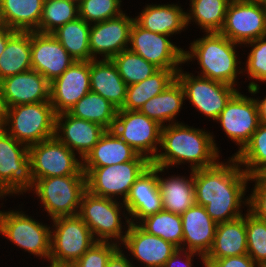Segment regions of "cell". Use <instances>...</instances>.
Returning <instances> with one entry per match:
<instances>
[{
	"instance_id": "31",
	"label": "cell",
	"mask_w": 266,
	"mask_h": 267,
	"mask_svg": "<svg viewBox=\"0 0 266 267\" xmlns=\"http://www.w3.org/2000/svg\"><path fill=\"white\" fill-rule=\"evenodd\" d=\"M31 69V32L17 31L0 55V81Z\"/></svg>"
},
{
	"instance_id": "26",
	"label": "cell",
	"mask_w": 266,
	"mask_h": 267,
	"mask_svg": "<svg viewBox=\"0 0 266 267\" xmlns=\"http://www.w3.org/2000/svg\"><path fill=\"white\" fill-rule=\"evenodd\" d=\"M138 153L113 130H106L82 159V167H103L132 161Z\"/></svg>"
},
{
	"instance_id": "11",
	"label": "cell",
	"mask_w": 266,
	"mask_h": 267,
	"mask_svg": "<svg viewBox=\"0 0 266 267\" xmlns=\"http://www.w3.org/2000/svg\"><path fill=\"white\" fill-rule=\"evenodd\" d=\"M0 234L25 251L49 259L51 230L19 211H0Z\"/></svg>"
},
{
	"instance_id": "13",
	"label": "cell",
	"mask_w": 266,
	"mask_h": 267,
	"mask_svg": "<svg viewBox=\"0 0 266 267\" xmlns=\"http://www.w3.org/2000/svg\"><path fill=\"white\" fill-rule=\"evenodd\" d=\"M78 216L91 230L96 241L109 242L117 238L122 243L125 236L122 232L119 202L115 199L98 197L86 191L81 199Z\"/></svg>"
},
{
	"instance_id": "32",
	"label": "cell",
	"mask_w": 266,
	"mask_h": 267,
	"mask_svg": "<svg viewBox=\"0 0 266 267\" xmlns=\"http://www.w3.org/2000/svg\"><path fill=\"white\" fill-rule=\"evenodd\" d=\"M179 70L159 69L149 78L127 86L126 100L122 110L139 111L152 97L160 94L176 80Z\"/></svg>"
},
{
	"instance_id": "14",
	"label": "cell",
	"mask_w": 266,
	"mask_h": 267,
	"mask_svg": "<svg viewBox=\"0 0 266 267\" xmlns=\"http://www.w3.org/2000/svg\"><path fill=\"white\" fill-rule=\"evenodd\" d=\"M176 79L192 105L213 120L218 118L229 100L238 92L232 85L184 74L180 69L176 73Z\"/></svg>"
},
{
	"instance_id": "18",
	"label": "cell",
	"mask_w": 266,
	"mask_h": 267,
	"mask_svg": "<svg viewBox=\"0 0 266 267\" xmlns=\"http://www.w3.org/2000/svg\"><path fill=\"white\" fill-rule=\"evenodd\" d=\"M75 60L52 34L31 32V66L50 83Z\"/></svg>"
},
{
	"instance_id": "39",
	"label": "cell",
	"mask_w": 266,
	"mask_h": 267,
	"mask_svg": "<svg viewBox=\"0 0 266 267\" xmlns=\"http://www.w3.org/2000/svg\"><path fill=\"white\" fill-rule=\"evenodd\" d=\"M111 60L127 86L139 83L159 70L154 64L129 49L123 50Z\"/></svg>"
},
{
	"instance_id": "51",
	"label": "cell",
	"mask_w": 266,
	"mask_h": 267,
	"mask_svg": "<svg viewBox=\"0 0 266 267\" xmlns=\"http://www.w3.org/2000/svg\"><path fill=\"white\" fill-rule=\"evenodd\" d=\"M7 105L5 103L4 97L2 95L1 87H0V126H5L7 119Z\"/></svg>"
},
{
	"instance_id": "30",
	"label": "cell",
	"mask_w": 266,
	"mask_h": 267,
	"mask_svg": "<svg viewBox=\"0 0 266 267\" xmlns=\"http://www.w3.org/2000/svg\"><path fill=\"white\" fill-rule=\"evenodd\" d=\"M44 0H0L5 26L20 32H39Z\"/></svg>"
},
{
	"instance_id": "16",
	"label": "cell",
	"mask_w": 266,
	"mask_h": 267,
	"mask_svg": "<svg viewBox=\"0 0 266 267\" xmlns=\"http://www.w3.org/2000/svg\"><path fill=\"white\" fill-rule=\"evenodd\" d=\"M216 120L221 123L228 138L240 146L241 151L260 124L255 99L247 98L238 91Z\"/></svg>"
},
{
	"instance_id": "48",
	"label": "cell",
	"mask_w": 266,
	"mask_h": 267,
	"mask_svg": "<svg viewBox=\"0 0 266 267\" xmlns=\"http://www.w3.org/2000/svg\"><path fill=\"white\" fill-rule=\"evenodd\" d=\"M106 267H134L132 263L126 258L122 253L120 248H118L108 259Z\"/></svg>"
},
{
	"instance_id": "49",
	"label": "cell",
	"mask_w": 266,
	"mask_h": 267,
	"mask_svg": "<svg viewBox=\"0 0 266 267\" xmlns=\"http://www.w3.org/2000/svg\"><path fill=\"white\" fill-rule=\"evenodd\" d=\"M17 31L8 28L7 26L0 28V55L4 51L7 41L16 33Z\"/></svg>"
},
{
	"instance_id": "43",
	"label": "cell",
	"mask_w": 266,
	"mask_h": 267,
	"mask_svg": "<svg viewBox=\"0 0 266 267\" xmlns=\"http://www.w3.org/2000/svg\"><path fill=\"white\" fill-rule=\"evenodd\" d=\"M117 243L96 241L73 265L75 267H106L108 259L119 248Z\"/></svg>"
},
{
	"instance_id": "17",
	"label": "cell",
	"mask_w": 266,
	"mask_h": 267,
	"mask_svg": "<svg viewBox=\"0 0 266 267\" xmlns=\"http://www.w3.org/2000/svg\"><path fill=\"white\" fill-rule=\"evenodd\" d=\"M90 91V61H74L50 83V103L55 114L69 112Z\"/></svg>"
},
{
	"instance_id": "1",
	"label": "cell",
	"mask_w": 266,
	"mask_h": 267,
	"mask_svg": "<svg viewBox=\"0 0 266 267\" xmlns=\"http://www.w3.org/2000/svg\"><path fill=\"white\" fill-rule=\"evenodd\" d=\"M229 161L232 164L217 162L211 167L193 170L195 204L204 206L216 224L243 216L241 202L250 177L234 156Z\"/></svg>"
},
{
	"instance_id": "20",
	"label": "cell",
	"mask_w": 266,
	"mask_h": 267,
	"mask_svg": "<svg viewBox=\"0 0 266 267\" xmlns=\"http://www.w3.org/2000/svg\"><path fill=\"white\" fill-rule=\"evenodd\" d=\"M129 221L128 218L126 221L129 224L128 230L125 231L126 236L122 244L135 259L143 264L146 263L144 267H163L177 247L161 237L147 233L138 224Z\"/></svg>"
},
{
	"instance_id": "40",
	"label": "cell",
	"mask_w": 266,
	"mask_h": 267,
	"mask_svg": "<svg viewBox=\"0 0 266 267\" xmlns=\"http://www.w3.org/2000/svg\"><path fill=\"white\" fill-rule=\"evenodd\" d=\"M79 17L78 4L70 0H44L39 33L51 34Z\"/></svg>"
},
{
	"instance_id": "41",
	"label": "cell",
	"mask_w": 266,
	"mask_h": 267,
	"mask_svg": "<svg viewBox=\"0 0 266 267\" xmlns=\"http://www.w3.org/2000/svg\"><path fill=\"white\" fill-rule=\"evenodd\" d=\"M245 216L247 254L255 263L266 261V222L250 211Z\"/></svg>"
},
{
	"instance_id": "34",
	"label": "cell",
	"mask_w": 266,
	"mask_h": 267,
	"mask_svg": "<svg viewBox=\"0 0 266 267\" xmlns=\"http://www.w3.org/2000/svg\"><path fill=\"white\" fill-rule=\"evenodd\" d=\"M91 25L84 19L77 17L51 34L61 43L75 61H91L89 47Z\"/></svg>"
},
{
	"instance_id": "50",
	"label": "cell",
	"mask_w": 266,
	"mask_h": 267,
	"mask_svg": "<svg viewBox=\"0 0 266 267\" xmlns=\"http://www.w3.org/2000/svg\"><path fill=\"white\" fill-rule=\"evenodd\" d=\"M255 102L258 109L259 122L266 124V97L261 101L255 99Z\"/></svg>"
},
{
	"instance_id": "19",
	"label": "cell",
	"mask_w": 266,
	"mask_h": 267,
	"mask_svg": "<svg viewBox=\"0 0 266 267\" xmlns=\"http://www.w3.org/2000/svg\"><path fill=\"white\" fill-rule=\"evenodd\" d=\"M133 22V18L122 13L118 17L94 23L89 36L91 57L96 59L97 54H104V59H112L128 49Z\"/></svg>"
},
{
	"instance_id": "23",
	"label": "cell",
	"mask_w": 266,
	"mask_h": 267,
	"mask_svg": "<svg viewBox=\"0 0 266 267\" xmlns=\"http://www.w3.org/2000/svg\"><path fill=\"white\" fill-rule=\"evenodd\" d=\"M105 131L102 126L73 117L68 112L57 114L55 118L54 136L73 152L77 150L81 159L95 146Z\"/></svg>"
},
{
	"instance_id": "9",
	"label": "cell",
	"mask_w": 266,
	"mask_h": 267,
	"mask_svg": "<svg viewBox=\"0 0 266 267\" xmlns=\"http://www.w3.org/2000/svg\"><path fill=\"white\" fill-rule=\"evenodd\" d=\"M31 185L29 147L0 126V197L31 190Z\"/></svg>"
},
{
	"instance_id": "54",
	"label": "cell",
	"mask_w": 266,
	"mask_h": 267,
	"mask_svg": "<svg viewBox=\"0 0 266 267\" xmlns=\"http://www.w3.org/2000/svg\"><path fill=\"white\" fill-rule=\"evenodd\" d=\"M256 266H258V267H266V261L258 262V263H256Z\"/></svg>"
},
{
	"instance_id": "44",
	"label": "cell",
	"mask_w": 266,
	"mask_h": 267,
	"mask_svg": "<svg viewBox=\"0 0 266 267\" xmlns=\"http://www.w3.org/2000/svg\"><path fill=\"white\" fill-rule=\"evenodd\" d=\"M245 44L253 47L246 62L250 78L266 82V35Z\"/></svg>"
},
{
	"instance_id": "37",
	"label": "cell",
	"mask_w": 266,
	"mask_h": 267,
	"mask_svg": "<svg viewBox=\"0 0 266 267\" xmlns=\"http://www.w3.org/2000/svg\"><path fill=\"white\" fill-rule=\"evenodd\" d=\"M138 225L147 233L161 237L182 249L183 230L180 214L162 210L145 217Z\"/></svg>"
},
{
	"instance_id": "38",
	"label": "cell",
	"mask_w": 266,
	"mask_h": 267,
	"mask_svg": "<svg viewBox=\"0 0 266 267\" xmlns=\"http://www.w3.org/2000/svg\"><path fill=\"white\" fill-rule=\"evenodd\" d=\"M249 177L266 175V124H259L250 141L233 155Z\"/></svg>"
},
{
	"instance_id": "53",
	"label": "cell",
	"mask_w": 266,
	"mask_h": 267,
	"mask_svg": "<svg viewBox=\"0 0 266 267\" xmlns=\"http://www.w3.org/2000/svg\"><path fill=\"white\" fill-rule=\"evenodd\" d=\"M5 27L4 21H3V17H2V13H1V5H0V28Z\"/></svg>"
},
{
	"instance_id": "5",
	"label": "cell",
	"mask_w": 266,
	"mask_h": 267,
	"mask_svg": "<svg viewBox=\"0 0 266 267\" xmlns=\"http://www.w3.org/2000/svg\"><path fill=\"white\" fill-rule=\"evenodd\" d=\"M151 165L150 160L137 155L132 161L103 167H82L86 175V188L98 197L114 199L122 195L127 198L136 179Z\"/></svg>"
},
{
	"instance_id": "3",
	"label": "cell",
	"mask_w": 266,
	"mask_h": 267,
	"mask_svg": "<svg viewBox=\"0 0 266 267\" xmlns=\"http://www.w3.org/2000/svg\"><path fill=\"white\" fill-rule=\"evenodd\" d=\"M191 43L190 50L184 51V62L197 58L202 72L201 77L227 85H235L238 73L235 46L220 32H210Z\"/></svg>"
},
{
	"instance_id": "6",
	"label": "cell",
	"mask_w": 266,
	"mask_h": 267,
	"mask_svg": "<svg viewBox=\"0 0 266 267\" xmlns=\"http://www.w3.org/2000/svg\"><path fill=\"white\" fill-rule=\"evenodd\" d=\"M40 198L52 220L78 215L83 194L87 191L86 175H68L36 180L31 188Z\"/></svg>"
},
{
	"instance_id": "15",
	"label": "cell",
	"mask_w": 266,
	"mask_h": 267,
	"mask_svg": "<svg viewBox=\"0 0 266 267\" xmlns=\"http://www.w3.org/2000/svg\"><path fill=\"white\" fill-rule=\"evenodd\" d=\"M129 50L143 57L159 69L179 70L184 62V51L171 43L167 35L151 32L135 21L130 30Z\"/></svg>"
},
{
	"instance_id": "10",
	"label": "cell",
	"mask_w": 266,
	"mask_h": 267,
	"mask_svg": "<svg viewBox=\"0 0 266 267\" xmlns=\"http://www.w3.org/2000/svg\"><path fill=\"white\" fill-rule=\"evenodd\" d=\"M220 33L238 44H245L265 36L264 0H231Z\"/></svg>"
},
{
	"instance_id": "28",
	"label": "cell",
	"mask_w": 266,
	"mask_h": 267,
	"mask_svg": "<svg viewBox=\"0 0 266 267\" xmlns=\"http://www.w3.org/2000/svg\"><path fill=\"white\" fill-rule=\"evenodd\" d=\"M134 21L146 30L168 37L187 26L186 12L174 4L148 5Z\"/></svg>"
},
{
	"instance_id": "35",
	"label": "cell",
	"mask_w": 266,
	"mask_h": 267,
	"mask_svg": "<svg viewBox=\"0 0 266 267\" xmlns=\"http://www.w3.org/2000/svg\"><path fill=\"white\" fill-rule=\"evenodd\" d=\"M117 108L101 95L92 91L83 96L70 110L69 114L112 130L116 119Z\"/></svg>"
},
{
	"instance_id": "24",
	"label": "cell",
	"mask_w": 266,
	"mask_h": 267,
	"mask_svg": "<svg viewBox=\"0 0 266 267\" xmlns=\"http://www.w3.org/2000/svg\"><path fill=\"white\" fill-rule=\"evenodd\" d=\"M183 239L182 246L201 256L202 261L212 248L217 224L207 214L204 206L194 204L181 214ZM185 242V243H184Z\"/></svg>"
},
{
	"instance_id": "12",
	"label": "cell",
	"mask_w": 266,
	"mask_h": 267,
	"mask_svg": "<svg viewBox=\"0 0 266 267\" xmlns=\"http://www.w3.org/2000/svg\"><path fill=\"white\" fill-rule=\"evenodd\" d=\"M161 128L156 121L139 111L118 109L112 130L139 155L152 162L158 153Z\"/></svg>"
},
{
	"instance_id": "42",
	"label": "cell",
	"mask_w": 266,
	"mask_h": 267,
	"mask_svg": "<svg viewBox=\"0 0 266 267\" xmlns=\"http://www.w3.org/2000/svg\"><path fill=\"white\" fill-rule=\"evenodd\" d=\"M121 0H82L78 4L79 17L87 23L102 22L120 16Z\"/></svg>"
},
{
	"instance_id": "8",
	"label": "cell",
	"mask_w": 266,
	"mask_h": 267,
	"mask_svg": "<svg viewBox=\"0 0 266 267\" xmlns=\"http://www.w3.org/2000/svg\"><path fill=\"white\" fill-rule=\"evenodd\" d=\"M55 232L51 234L49 261L58 264H74L96 242L91 230L78 216L53 219Z\"/></svg>"
},
{
	"instance_id": "2",
	"label": "cell",
	"mask_w": 266,
	"mask_h": 267,
	"mask_svg": "<svg viewBox=\"0 0 266 267\" xmlns=\"http://www.w3.org/2000/svg\"><path fill=\"white\" fill-rule=\"evenodd\" d=\"M213 136L201 129L171 122L161 128L160 146L165 152L157 153L151 164L168 168L191 162V170L208 168L218 161V147Z\"/></svg>"
},
{
	"instance_id": "4",
	"label": "cell",
	"mask_w": 266,
	"mask_h": 267,
	"mask_svg": "<svg viewBox=\"0 0 266 267\" xmlns=\"http://www.w3.org/2000/svg\"><path fill=\"white\" fill-rule=\"evenodd\" d=\"M55 118L50 101L12 106L7 109L5 131L29 147L54 137Z\"/></svg>"
},
{
	"instance_id": "33",
	"label": "cell",
	"mask_w": 266,
	"mask_h": 267,
	"mask_svg": "<svg viewBox=\"0 0 266 267\" xmlns=\"http://www.w3.org/2000/svg\"><path fill=\"white\" fill-rule=\"evenodd\" d=\"M185 100L182 85L176 79L160 94L142 105L139 112L156 121L162 127L165 121H173Z\"/></svg>"
},
{
	"instance_id": "21",
	"label": "cell",
	"mask_w": 266,
	"mask_h": 267,
	"mask_svg": "<svg viewBox=\"0 0 266 267\" xmlns=\"http://www.w3.org/2000/svg\"><path fill=\"white\" fill-rule=\"evenodd\" d=\"M0 87L7 108L50 101V82L33 69L2 79Z\"/></svg>"
},
{
	"instance_id": "55",
	"label": "cell",
	"mask_w": 266,
	"mask_h": 267,
	"mask_svg": "<svg viewBox=\"0 0 266 267\" xmlns=\"http://www.w3.org/2000/svg\"><path fill=\"white\" fill-rule=\"evenodd\" d=\"M70 1H74V2H76L77 4H79L82 0H70Z\"/></svg>"
},
{
	"instance_id": "46",
	"label": "cell",
	"mask_w": 266,
	"mask_h": 267,
	"mask_svg": "<svg viewBox=\"0 0 266 267\" xmlns=\"http://www.w3.org/2000/svg\"><path fill=\"white\" fill-rule=\"evenodd\" d=\"M203 264L209 267H255L256 265L248 254L220 259H204Z\"/></svg>"
},
{
	"instance_id": "7",
	"label": "cell",
	"mask_w": 266,
	"mask_h": 267,
	"mask_svg": "<svg viewBox=\"0 0 266 267\" xmlns=\"http://www.w3.org/2000/svg\"><path fill=\"white\" fill-rule=\"evenodd\" d=\"M55 136L29 146L30 178L32 184L42 178L85 175L82 161Z\"/></svg>"
},
{
	"instance_id": "45",
	"label": "cell",
	"mask_w": 266,
	"mask_h": 267,
	"mask_svg": "<svg viewBox=\"0 0 266 267\" xmlns=\"http://www.w3.org/2000/svg\"><path fill=\"white\" fill-rule=\"evenodd\" d=\"M250 180L256 181V184L251 196L245 200L246 205L252 214L266 222V175L252 176Z\"/></svg>"
},
{
	"instance_id": "27",
	"label": "cell",
	"mask_w": 266,
	"mask_h": 267,
	"mask_svg": "<svg viewBox=\"0 0 266 267\" xmlns=\"http://www.w3.org/2000/svg\"><path fill=\"white\" fill-rule=\"evenodd\" d=\"M247 254L245 217L216 226L212 248L204 259H220Z\"/></svg>"
},
{
	"instance_id": "29",
	"label": "cell",
	"mask_w": 266,
	"mask_h": 267,
	"mask_svg": "<svg viewBox=\"0 0 266 267\" xmlns=\"http://www.w3.org/2000/svg\"><path fill=\"white\" fill-rule=\"evenodd\" d=\"M164 169L157 166V182L162 198L163 210L181 215L195 204L193 170H191L190 180H186L180 176L162 179L158 173L164 172Z\"/></svg>"
},
{
	"instance_id": "47",
	"label": "cell",
	"mask_w": 266,
	"mask_h": 267,
	"mask_svg": "<svg viewBox=\"0 0 266 267\" xmlns=\"http://www.w3.org/2000/svg\"><path fill=\"white\" fill-rule=\"evenodd\" d=\"M183 249V250H182ZM177 248V250L172 254V256L166 261V263L164 264L163 267H192L191 261H192V257H194V254L196 255V252L193 251H188L185 250L184 248ZM181 251H185V255L184 257H186L185 261H180V253ZM183 264H182V263ZM180 263V264H179Z\"/></svg>"
},
{
	"instance_id": "36",
	"label": "cell",
	"mask_w": 266,
	"mask_h": 267,
	"mask_svg": "<svg viewBox=\"0 0 266 267\" xmlns=\"http://www.w3.org/2000/svg\"><path fill=\"white\" fill-rule=\"evenodd\" d=\"M190 1L191 13H186L187 25L193 19L206 33L220 32L224 25L227 8L231 0Z\"/></svg>"
},
{
	"instance_id": "25",
	"label": "cell",
	"mask_w": 266,
	"mask_h": 267,
	"mask_svg": "<svg viewBox=\"0 0 266 267\" xmlns=\"http://www.w3.org/2000/svg\"><path fill=\"white\" fill-rule=\"evenodd\" d=\"M90 89L121 109L126 100L127 84L111 59L90 61Z\"/></svg>"
},
{
	"instance_id": "52",
	"label": "cell",
	"mask_w": 266,
	"mask_h": 267,
	"mask_svg": "<svg viewBox=\"0 0 266 267\" xmlns=\"http://www.w3.org/2000/svg\"><path fill=\"white\" fill-rule=\"evenodd\" d=\"M51 263V267H75L73 264H58V263Z\"/></svg>"
},
{
	"instance_id": "22",
	"label": "cell",
	"mask_w": 266,
	"mask_h": 267,
	"mask_svg": "<svg viewBox=\"0 0 266 267\" xmlns=\"http://www.w3.org/2000/svg\"><path fill=\"white\" fill-rule=\"evenodd\" d=\"M122 204L131 216L130 223L135 219L142 220L147 216L163 210L162 198L157 182V166L151 164L136 179L130 192ZM132 217L134 219L132 220Z\"/></svg>"
}]
</instances>
